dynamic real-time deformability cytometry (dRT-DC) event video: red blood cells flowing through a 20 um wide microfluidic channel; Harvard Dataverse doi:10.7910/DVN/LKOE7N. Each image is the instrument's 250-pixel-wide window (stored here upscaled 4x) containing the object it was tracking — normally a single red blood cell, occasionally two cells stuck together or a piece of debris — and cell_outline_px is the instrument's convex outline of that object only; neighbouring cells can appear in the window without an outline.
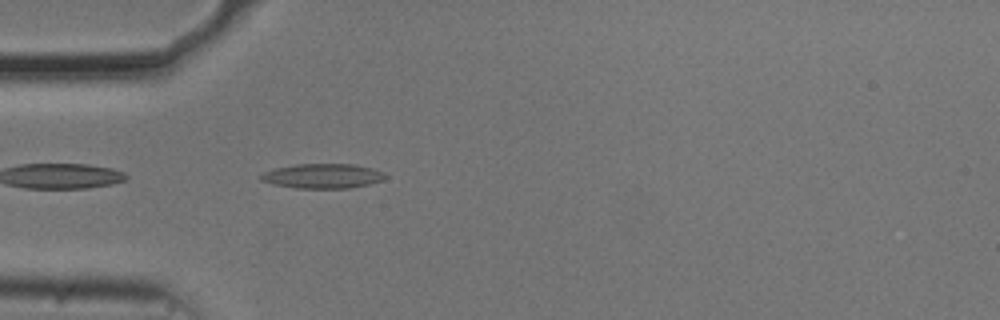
{"species": "common noctule bat (a hibernating species)", "species_latin": "Nyctalus noctula", "temperature_condition": "cold", "stored_images_in_passage": 40, "camera_frame_rate_fps": 3000, "um_per_image_px": 0.085, "animal": {"sex": "male", "body_mass_g": 20.5, "forearm_length_mm": 52.5}, "frame": {"image": 1, "passage_image": 2, "time_ms": 0.333, "image_size_px": [1000, 320], "cell_outline_px": [[388, 176], [384, 180], [368, 184], [348, 188], [296, 188], [272, 184], [260, 180], [260, 176], [264, 172], [276, 168], [296, 164], [356, 164], [372, 168], [384, 172]], "centroid_in_image_um": [27.46, 14.96], "position_along_channel_um": 57.5, "area_um2": 17.92}}
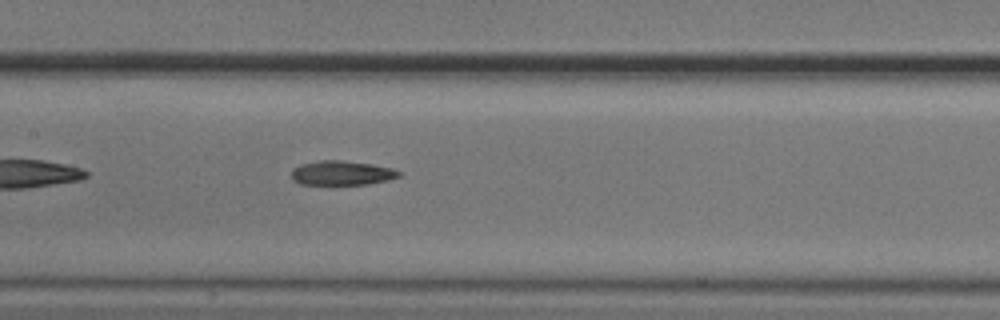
{"frame": {"image": 2, "passage_image": 12, "time_ms": 3.667, "image_size_px": [1000, 320], "cell_outline_px": [[400, 176], [388, 180], [368, 184], [300, 184], [292, 180], [292, 168], [300, 164], [320, 160], [344, 160], [372, 164], [392, 168], [400, 172]], "centroid_in_image_um": [29.03, 14.69], "position_along_channel_um": 178.4, "area_um2": 15.32}}
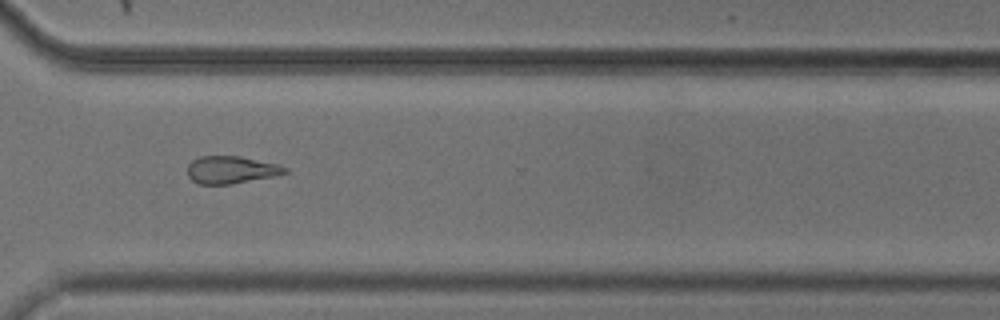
{"frame": {"image": 3, "passage_image": 26, "time_ms": 8.333, "image_size_px": [1000, 320], "cell_outline_px": [[288, 172], [276, 176], [232, 184], [200, 184], [192, 180], [188, 176], [188, 164], [192, 160], [200, 156], [240, 156], [276, 164], [288, 168]], "centroid_in_image_um": [19.65, 14.44], "position_along_channel_um": 351.0, "area_um2": 15.61}}